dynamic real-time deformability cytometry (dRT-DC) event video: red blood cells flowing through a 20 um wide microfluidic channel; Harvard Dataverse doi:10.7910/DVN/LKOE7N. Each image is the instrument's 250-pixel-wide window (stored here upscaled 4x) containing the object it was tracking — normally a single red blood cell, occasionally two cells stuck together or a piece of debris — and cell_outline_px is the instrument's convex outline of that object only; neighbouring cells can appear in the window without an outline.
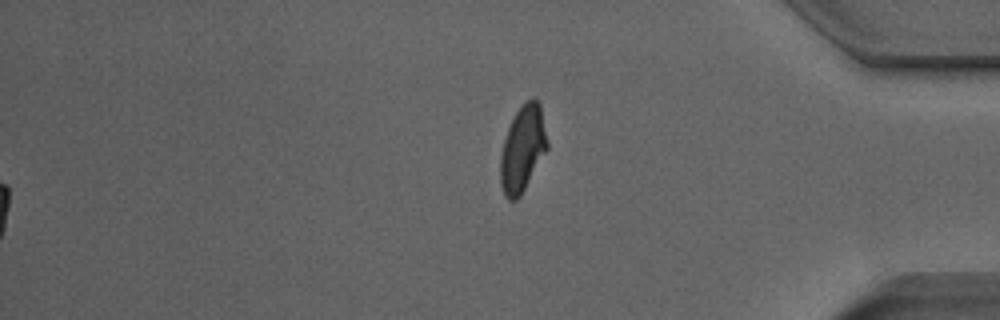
{"species": "Egyptian fruit bat (a non-hibernating species)", "species_latin": "Rousettus aegyptiacus", "temperature_condition": "room temperature", "stored_images_in_passage": 53, "segment_of_instrument_passage": [2, 2], "camera_frame_rate_fps": 3000, "um_per_image_px": 0.085, "animal": {"sex": "male"}, "frame": {"image": 1, "passage_image": 53, "time_ms": 17.333, "image_size_px": [1000, 320], "cell_outline_px": [[548, 148], [520, 196], [516, 200], [508, 200], [504, 196], [500, 184], [500, 156], [504, 140], [508, 128], [516, 112], [524, 100], [532, 96], [536, 96], [540, 104], [548, 140]], "centroid_in_image_um": [44.43, 12.61], "position_along_channel_um": 390.8, "area_um2": 23.7}}